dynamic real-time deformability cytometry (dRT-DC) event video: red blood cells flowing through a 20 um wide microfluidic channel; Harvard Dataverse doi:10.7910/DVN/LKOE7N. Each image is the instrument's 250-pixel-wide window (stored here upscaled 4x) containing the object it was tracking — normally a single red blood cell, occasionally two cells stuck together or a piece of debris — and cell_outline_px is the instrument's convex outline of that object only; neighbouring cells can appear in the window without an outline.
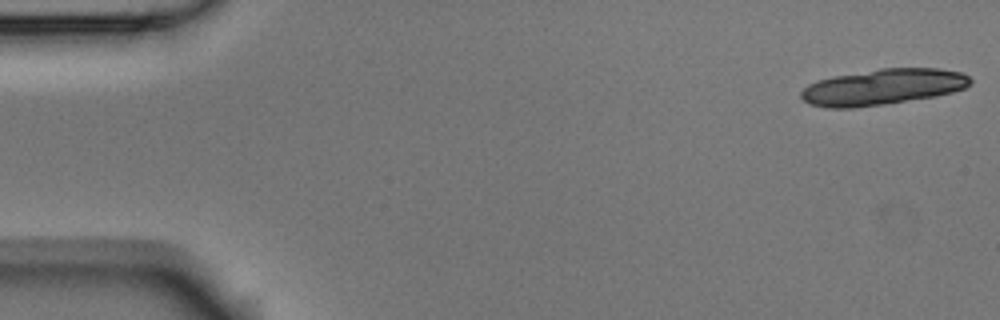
{"species": "Egyptian fruit bat (a non-hibernating species)", "species_latin": "Rousettus aegyptiacus", "temperature_condition": "room temperature", "stored_images_in_passage": 14, "segment_of_instrument_passage": [1, 2], "camera_frame_rate_fps": 3000, "um_per_image_px": 0.085, "animal": {"sex": "male"}, "frame": {"image": 1, "passage_image": 1, "time_ms": 0.0, "image_size_px": [1000, 320], "cell_outline_px": [[972, 84], [964, 88], [952, 92], [936, 96], [884, 104], [852, 108], [828, 108], [812, 104], [804, 100], [800, 96], [800, 92], [808, 84], [816, 80], [832, 76], [880, 68], [940, 68], [964, 72], [972, 80]], "centroid_in_image_um": [75.06, 7.38], "position_along_channel_um": 9.9, "area_um2": 35.6}}